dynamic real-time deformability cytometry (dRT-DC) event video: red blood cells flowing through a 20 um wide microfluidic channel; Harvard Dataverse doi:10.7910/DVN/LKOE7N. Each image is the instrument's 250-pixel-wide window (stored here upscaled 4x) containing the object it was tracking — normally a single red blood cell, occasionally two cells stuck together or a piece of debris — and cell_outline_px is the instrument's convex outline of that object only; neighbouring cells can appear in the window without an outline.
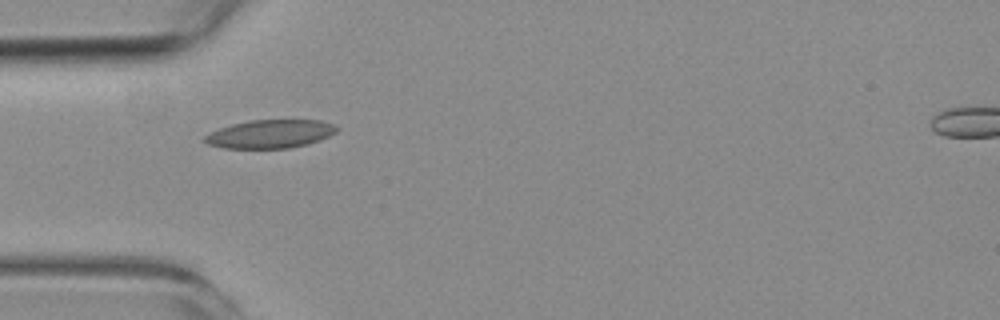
{"species": "common noctule bat (a hibernating species)", "species_latin": "Nyctalus noctula", "temperature_condition": "room temperature", "stored_images_in_passage": 6, "camera_frame_rate_fps": 3000, "um_per_image_px": 0.085, "animal": {"sex": "female", "body_mass_g": 19.3, "forearm_length_mm": 54.1}, "frame": {"image": 1, "passage_image": 5, "time_ms": 5.333, "image_size_px": [1000, 320], "cell_outline_px": [[340, 128], [336, 132], [320, 140], [308, 144], [288, 148], [224, 148], [208, 144], [204, 140], [204, 136], [220, 128], [232, 124], [252, 120], [320, 120], [332, 124]], "centroid_in_image_um": [22.99, 11.38], "position_along_channel_um": 62.0, "area_um2": 21.68}}
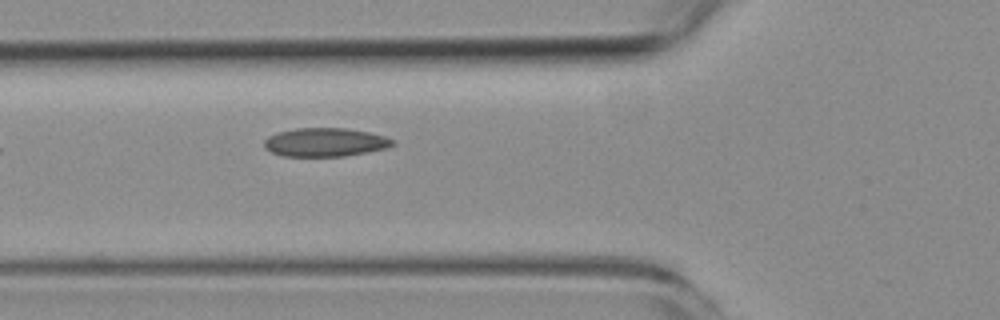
{"frame": {"image": 2, "passage_image": 6, "time_ms": 6.333, "image_size_px": [1000, 320], "cell_outline_px": [[396, 144], [384, 148], [368, 152], [344, 156], [280, 156], [264, 148], [264, 140], [268, 136], [276, 132], [296, 128], [348, 128], [368, 132], [384, 136], [396, 140]], "centroid_in_image_um": [27.62, 12.09], "position_along_channel_um": 98.2, "area_um2": 21.56}}